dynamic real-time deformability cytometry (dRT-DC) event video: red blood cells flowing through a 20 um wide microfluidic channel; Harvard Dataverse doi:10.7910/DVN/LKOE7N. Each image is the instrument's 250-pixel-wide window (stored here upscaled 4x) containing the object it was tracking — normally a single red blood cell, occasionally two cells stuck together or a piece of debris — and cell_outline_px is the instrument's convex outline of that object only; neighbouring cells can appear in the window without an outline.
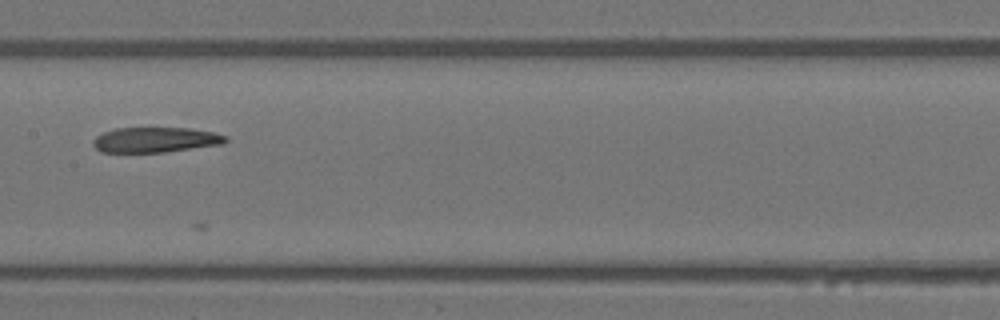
{"species": "Egyptian fruit bat (a non-hibernating species)", "species_latin": "Rousettus aegyptiacus", "temperature_condition": "warm", "stored_images_in_passage": 16, "camera_frame_rate_fps": 3000, "um_per_image_px": 0.085, "animal": {"sex": "female"}, "frame": {"image": 1, "passage_image": 11, "time_ms": 3.333, "image_size_px": [1000, 320], "cell_outline_px": [[228, 140], [224, 144], [164, 152], [100, 152], [92, 144], [92, 140], [96, 136], [104, 132], [116, 128], [188, 128], [212, 132], [228, 136]], "centroid_in_image_um": [13.21, 11.88], "position_along_channel_um": 194.2, "area_um2": 19.48}}
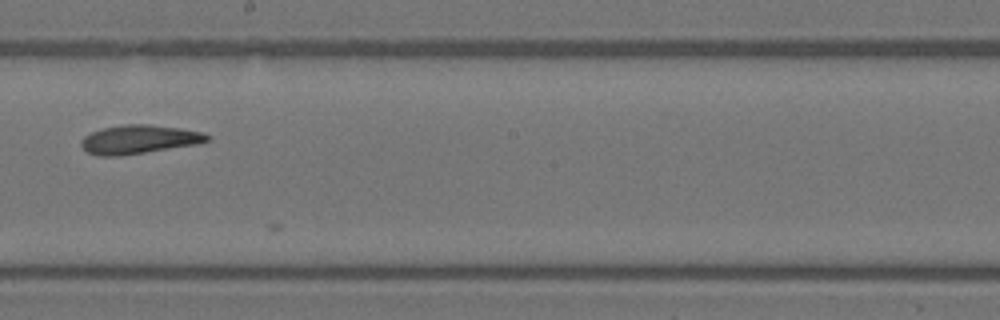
{"frame": {"image": 2, "passage_image": 14, "time_ms": 4.333, "image_size_px": [1000, 320], "cell_outline_px": [[212, 140], [200, 144], [120, 156], [96, 156], [88, 152], [80, 144], [80, 140], [84, 136], [92, 132], [104, 128], [124, 124], [152, 124], [180, 128], [204, 132], [212, 136]], "centroid_in_image_um": [11.88, 11.85], "position_along_channel_um": 236.3, "area_um2": 21.44}}